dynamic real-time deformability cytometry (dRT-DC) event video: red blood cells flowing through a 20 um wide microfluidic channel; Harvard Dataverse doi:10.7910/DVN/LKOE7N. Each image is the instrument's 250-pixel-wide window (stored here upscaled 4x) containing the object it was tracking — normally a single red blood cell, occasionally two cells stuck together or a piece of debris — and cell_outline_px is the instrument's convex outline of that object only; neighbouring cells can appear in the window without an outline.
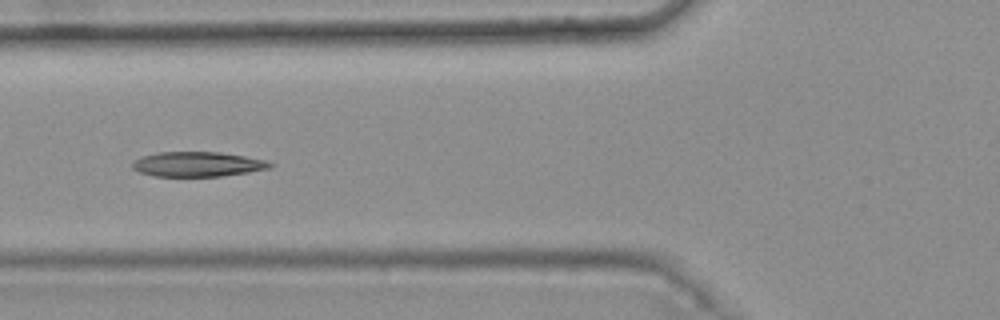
{"species": "common noctule bat (a hibernating species)", "species_latin": "Nyctalus noctula", "temperature_condition": "warm", "stored_images_in_passage": 6, "camera_frame_rate_fps": 3000, "um_per_image_px": 0.085, "animal": {"sex": "female", "body_mass_g": 25.1}, "frame": {"image": 1, "passage_image": 5, "time_ms": 1.333, "image_size_px": [1000, 320], "cell_outline_px": [[276, 164], [272, 168], [248, 172], [220, 176], [152, 176], [140, 172], [132, 168], [132, 164], [136, 160], [144, 156], [156, 152], [220, 152], [244, 156], [264, 160]], "centroid_in_image_um": [16.82, 13.96], "position_along_channel_um": 109.0, "area_um2": 19.83}}
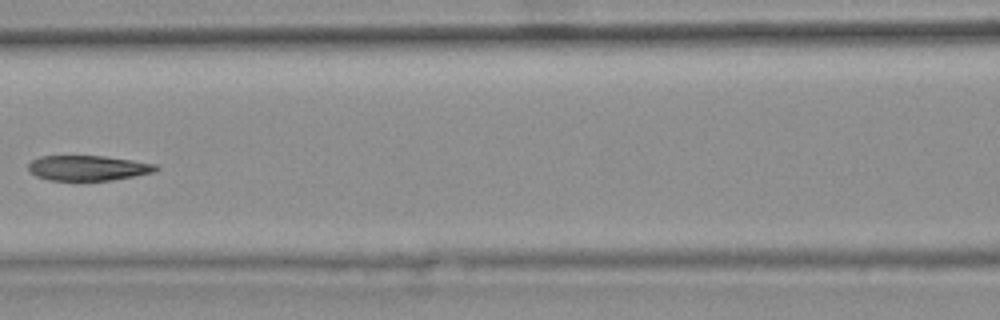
{"frame": {"image": 2, "passage_image": 6, "time_ms": 1.667, "image_size_px": [1000, 320], "cell_outline_px": [[160, 168], [156, 172], [112, 180], [48, 180], [36, 176], [28, 172], [28, 164], [32, 160], [40, 156], [104, 156], [132, 160], [156, 164]], "centroid_in_image_um": [7.48, 14.28], "position_along_channel_um": 159.1, "area_um2": 18.79}}